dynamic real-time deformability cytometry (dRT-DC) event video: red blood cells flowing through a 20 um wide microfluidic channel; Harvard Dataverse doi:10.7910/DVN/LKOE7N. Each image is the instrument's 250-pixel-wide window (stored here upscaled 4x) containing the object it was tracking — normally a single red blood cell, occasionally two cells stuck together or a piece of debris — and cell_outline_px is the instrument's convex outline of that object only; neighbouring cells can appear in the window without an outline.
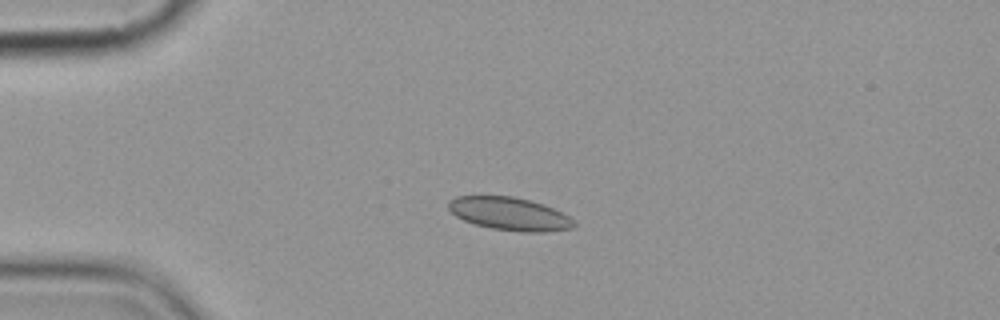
{"species": "common noctule bat (a hibernating species)", "species_latin": "Nyctalus noctula", "temperature_condition": "cold", "stored_images_in_passage": 4, "camera_frame_rate_fps": 3000, "um_per_image_px": 0.085, "animal": {"sex": "female", "body_mass_g": 19.9}, "frame": {"image": 1, "passage_image": 3, "time_ms": 2.333, "image_size_px": [1000, 320], "cell_outline_px": [[576, 224], [572, 228], [544, 232], [520, 232], [492, 228], [472, 224], [456, 216], [448, 208], [448, 200], [456, 196], [512, 196], [544, 204], [576, 220]], "centroid_in_image_um": [43.3, 18.18], "position_along_channel_um": 41.7, "area_um2": 24.16}}